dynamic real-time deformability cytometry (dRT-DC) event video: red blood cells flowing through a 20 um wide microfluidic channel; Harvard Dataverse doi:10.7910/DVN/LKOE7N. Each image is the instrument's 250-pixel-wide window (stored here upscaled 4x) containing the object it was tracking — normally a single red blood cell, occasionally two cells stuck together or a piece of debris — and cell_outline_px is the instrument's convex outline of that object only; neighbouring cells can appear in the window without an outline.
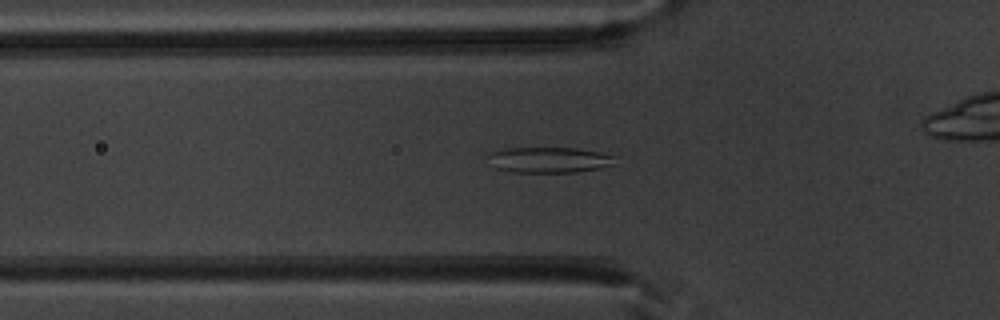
{"species": "common noctule bat (a hibernating species)", "species_latin": "Nyctalus noctula", "temperature_condition": "warm", "stored_images_in_passage": 52, "camera_frame_rate_fps": 3000, "um_per_image_px": 0.085, "animal": {"sex": "male", "body_mass_g": 20.1, "forearm_length_mm": 53.5}, "frame": {"image": 1, "passage_image": 18, "time_ms": 5.667, "image_size_px": [1000, 320], "cell_outline_px": [[616, 156], [612, 164], [596, 168], [576, 172], [512, 172], [496, 168], [488, 156], [492, 152], [508, 148], [576, 148]], "centroid_in_image_um": [46.66, 13.59], "position_along_channel_um": 79.1, "area_um2": 18.5}}
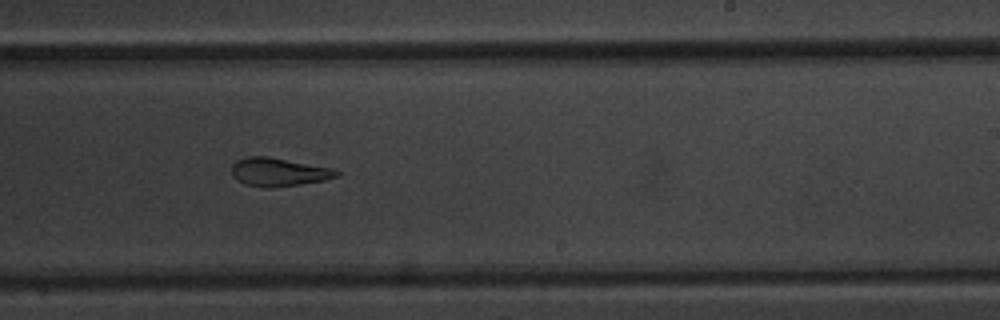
{"frame": {"image": 2, "passage_image": 32, "time_ms": 10.333, "image_size_px": [1000, 320], "cell_outline_px": [[340, 176], [324, 180], [268, 188], [244, 184], [236, 180], [232, 176], [232, 164], [236, 160], [248, 156], [268, 156], [328, 168], [340, 172]], "centroid_in_image_um": [23.61, 14.62], "position_along_channel_um": 265.4, "area_um2": 17.05}}
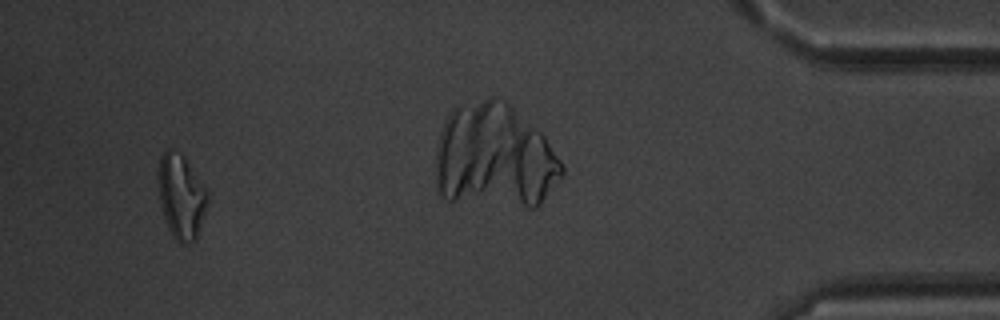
{"frame": {"image": 3, "passage_image": 49, "time_ms": 16.0, "image_size_px": [1000, 320], "cell_outline_px": [[208, 200], [200, 228], [196, 240], [192, 244], [180, 244], [172, 236], [168, 228], [160, 208], [156, 176], [160, 156], [168, 148], [180, 152], [184, 156], [208, 192]], "centroid_in_image_um": [15.36, 16.71], "position_along_channel_um": 419.8, "area_um2": 24.8}, "authors_computed_cell_mechanics": {"area_um2": 20.1433, "velocity_mm_per_s": 3.9844, "shape_relaxation_time_tau1_ms": null, "shape_relaxation_time_tau2_ms": 2.9782, "deformation_change_tau1": null, "deformation_change_tau2": 0.1111}}